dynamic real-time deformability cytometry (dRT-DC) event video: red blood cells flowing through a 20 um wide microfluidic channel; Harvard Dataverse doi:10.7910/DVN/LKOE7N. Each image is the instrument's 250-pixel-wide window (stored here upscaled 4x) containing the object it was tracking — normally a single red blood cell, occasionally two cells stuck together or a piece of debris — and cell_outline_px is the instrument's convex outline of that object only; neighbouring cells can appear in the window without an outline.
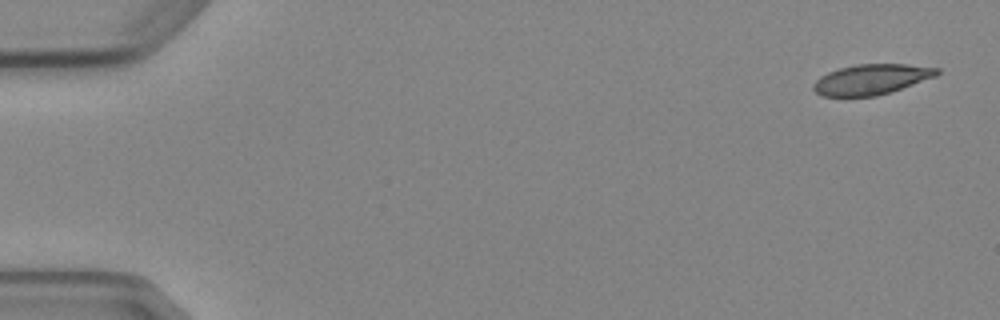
{"species": "Egyptian fruit bat (a non-hibernating species)", "species_latin": "Rousettus aegyptiacus", "temperature_condition": "cold", "stored_images_in_passage": 4, "camera_frame_rate_fps": 3000, "um_per_image_px": 0.085, "animal": {"sex": "female"}, "frame": {"image": 1, "passage_image": 1, "time_ms": 0.0, "image_size_px": [1000, 320], "cell_outline_px": [[940, 72], [936, 76], [876, 96], [820, 96], [812, 88], [812, 84], [820, 76], [828, 72], [840, 68], [856, 64], [908, 64], [940, 68]], "centroid_in_image_um": [74.04, 6.74], "position_along_channel_um": 11.0, "area_um2": 21.68}}
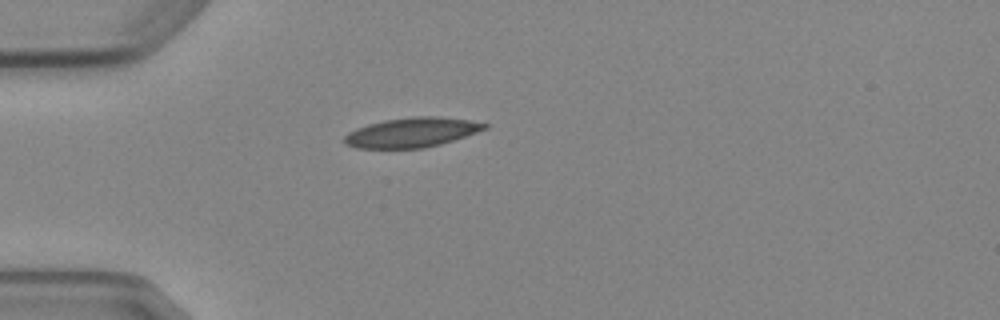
{"frame": {"image": 2, "passage_image": 4, "time_ms": 4.333, "image_size_px": [1000, 320], "cell_outline_px": [[488, 128], [440, 144], [424, 148], [356, 148], [344, 144], [344, 136], [348, 132], [356, 128], [368, 124], [384, 120], [416, 116], [436, 116], [468, 120], [488, 124]], "centroid_in_image_um": [34.96, 11.26], "position_along_channel_um": 50.0, "area_um2": 24.04}}